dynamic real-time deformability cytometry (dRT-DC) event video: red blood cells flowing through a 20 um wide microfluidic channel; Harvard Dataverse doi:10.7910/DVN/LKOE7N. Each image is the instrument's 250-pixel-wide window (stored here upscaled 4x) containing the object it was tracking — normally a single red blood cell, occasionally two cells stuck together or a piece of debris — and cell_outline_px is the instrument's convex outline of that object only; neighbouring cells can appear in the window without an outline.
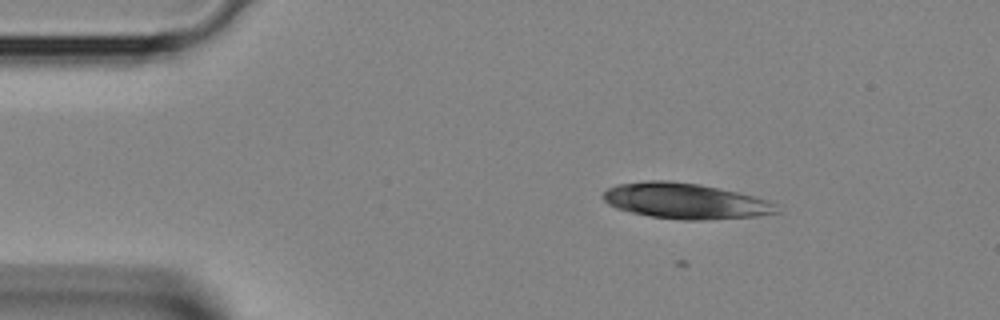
{"species": "Egyptian fruit bat (a non-hibernating species)", "species_latin": "Rousettus aegyptiacus", "temperature_condition": "room temperature", "stored_images_in_passage": 25, "camera_frame_rate_fps": 3000, "um_per_image_px": 0.085, "animal": {"sex": "female"}, "frame": {"image": 1, "passage_image": 5, "time_ms": 1.333, "image_size_px": [1000, 320], "cell_outline_px": [[780, 212], [760, 216], [700, 220], [680, 220], [652, 216], [632, 212], [616, 208], [608, 204], [604, 200], [604, 192], [608, 188], [616, 184], [648, 180], [668, 180], [700, 184], [736, 192], [768, 200], [776, 204]], "centroid_in_image_um": [58.25, 17.08], "position_along_channel_um": 26.7, "area_um2": 35.95}}